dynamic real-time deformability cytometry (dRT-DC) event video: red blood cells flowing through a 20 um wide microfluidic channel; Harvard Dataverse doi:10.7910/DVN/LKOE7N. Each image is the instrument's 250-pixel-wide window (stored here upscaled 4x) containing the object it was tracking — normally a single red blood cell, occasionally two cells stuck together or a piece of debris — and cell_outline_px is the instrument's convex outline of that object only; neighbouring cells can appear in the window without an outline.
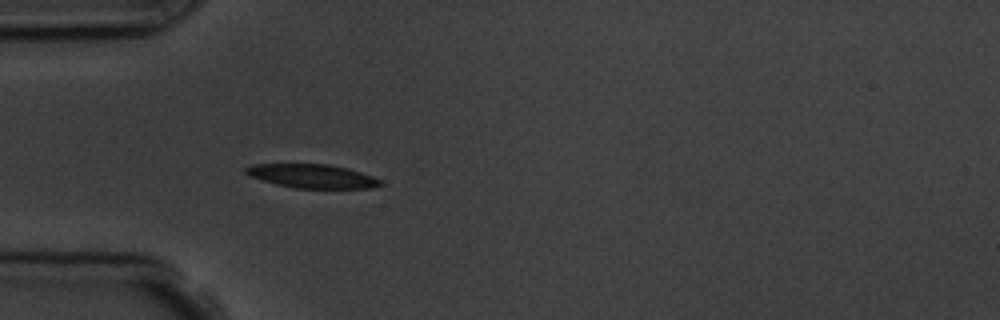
{"species": "common noctule bat (a hibernating species)", "species_latin": "Nyctalus noctula", "temperature_condition": "room temperature", "stored_images_in_passage": 4, "camera_frame_rate_fps": 3000, "um_per_image_px": 0.085, "animal": {"sex": "male", "body_mass_g": 19.5, "forearm_length_mm": 54.6}, "frame": {"image": 1, "passage_image": 4, "time_ms": 4.333, "image_size_px": [1000, 320], "cell_outline_px": [[384, 184], [372, 188], [292, 188], [276, 184], [248, 176], [244, 172], [244, 168], [252, 164], [328, 164], [348, 168], [372, 176], [380, 180]], "centroid_in_image_um": [26.5, 14.97], "position_along_channel_um": 58.5, "area_um2": 18.73}}